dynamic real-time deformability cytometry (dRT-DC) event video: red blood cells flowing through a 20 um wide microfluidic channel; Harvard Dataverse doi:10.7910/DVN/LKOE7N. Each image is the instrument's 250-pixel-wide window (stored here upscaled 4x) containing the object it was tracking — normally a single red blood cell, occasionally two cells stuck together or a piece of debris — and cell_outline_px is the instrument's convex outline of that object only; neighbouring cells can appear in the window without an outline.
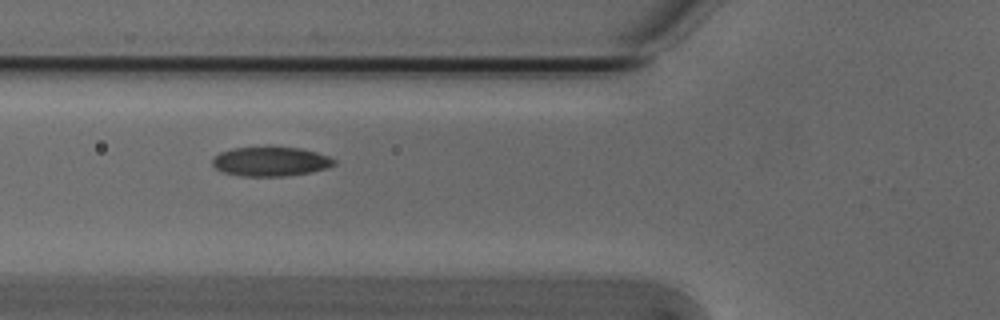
{"species": "Egyptian fruit bat (a non-hibernating species)", "species_latin": "Rousettus aegyptiacus", "temperature_condition": "cold", "stored_images_in_passage": 4, "camera_frame_rate_fps": 3000, "um_per_image_px": 0.085, "animal": {"sex": "male"}, "frame": {"image": 1, "passage_image": 3, "time_ms": 0.667, "image_size_px": [1000, 320], "cell_outline_px": [[336, 164], [324, 168], [308, 172], [284, 176], [240, 176], [224, 172], [216, 168], [212, 164], [212, 160], [220, 152], [232, 148], [300, 148], [316, 152], [328, 156], [336, 160]], "centroid_in_image_um": [22.99, 13.73], "position_along_channel_um": 102.8, "area_um2": 20.35}}